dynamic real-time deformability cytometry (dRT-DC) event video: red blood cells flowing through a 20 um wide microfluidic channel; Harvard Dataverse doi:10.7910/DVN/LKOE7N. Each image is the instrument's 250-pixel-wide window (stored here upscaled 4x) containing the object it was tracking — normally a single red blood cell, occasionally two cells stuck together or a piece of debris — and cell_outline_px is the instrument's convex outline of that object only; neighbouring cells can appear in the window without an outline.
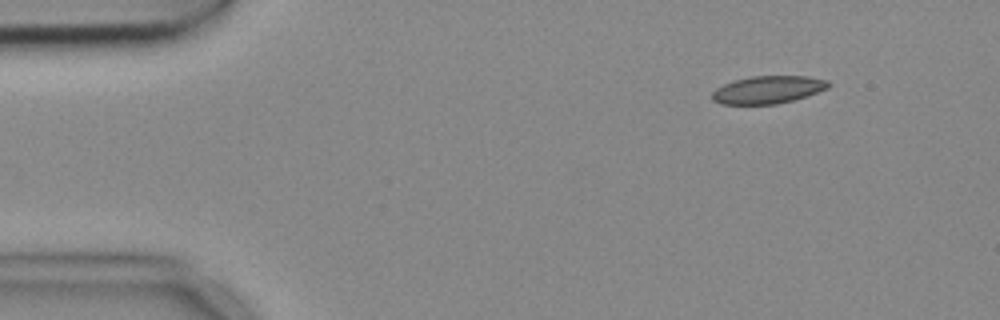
{"species": "common noctule bat (a hibernating species)", "species_latin": "Nyctalus noctula", "temperature_condition": "cold", "stored_images_in_passage": 3, "camera_frame_rate_fps": 3000, "um_per_image_px": 0.085, "animal": {"sex": "female", "body_mass_g": 18.4}, "frame": {"image": 1, "passage_image": 1, "time_ms": 0.0, "image_size_px": [1000, 320], "cell_outline_px": [[832, 84], [828, 88], [792, 100], [776, 104], [720, 104], [712, 100], [712, 92], [716, 88], [724, 84], [736, 80], [752, 76], [808, 76], [828, 80]], "centroid_in_image_um": [65.27, 7.62], "position_along_channel_um": 19.7, "area_um2": 18.61}}